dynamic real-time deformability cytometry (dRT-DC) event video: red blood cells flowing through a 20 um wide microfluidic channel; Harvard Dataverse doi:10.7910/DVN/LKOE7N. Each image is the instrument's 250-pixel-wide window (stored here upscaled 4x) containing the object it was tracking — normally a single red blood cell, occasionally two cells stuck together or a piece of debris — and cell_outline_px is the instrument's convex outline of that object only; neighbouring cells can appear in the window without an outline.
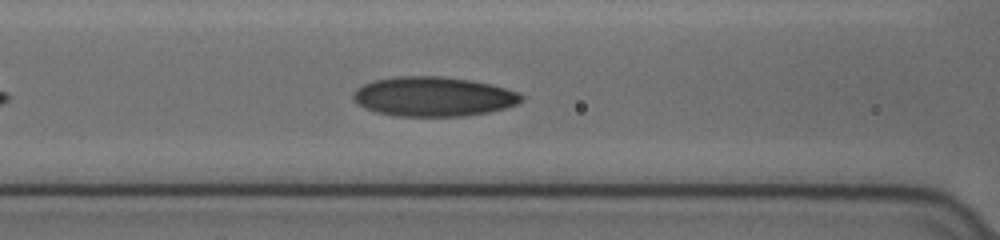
{"species": "human", "species_latin": "Homo sapiens", "temperature_condition": "cold", "stored_images_in_passage": 36, "camera_frame_rate_fps": 3000, "um_per_image_px": 0.085, "donor": {"sex": "female"}, "frame": {"image": 1, "passage_image": 9, "time_ms": 2.667, "image_size_px": [1000, 240], "cell_outline_px": [[524, 100], [516, 104], [504, 108], [488, 112], [464, 116], [396, 116], [376, 112], [364, 108], [352, 96], [352, 92], [356, 88], [372, 80], [396, 76], [440, 76], [472, 80], [520, 92], [524, 96]], "centroid_in_image_um": [36.83, 8.2], "position_along_channel_um": 129.8, "area_um2": 38.84}}
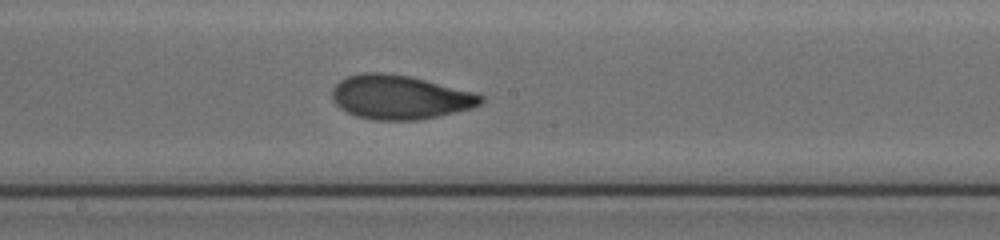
{"frame": {"image": 2, "passage_image": 16, "time_ms": 5.0, "image_size_px": [1000, 240], "cell_outline_px": [[484, 100], [480, 104], [472, 108], [436, 116], [416, 120], [372, 120], [356, 116], [340, 108], [332, 100], [332, 88], [340, 80], [348, 76], [364, 72], [380, 72], [408, 76], [476, 92], [484, 96]], "centroid_in_image_um": [33.98, 8.26], "position_along_channel_um": 214.2, "area_um2": 38.09}}
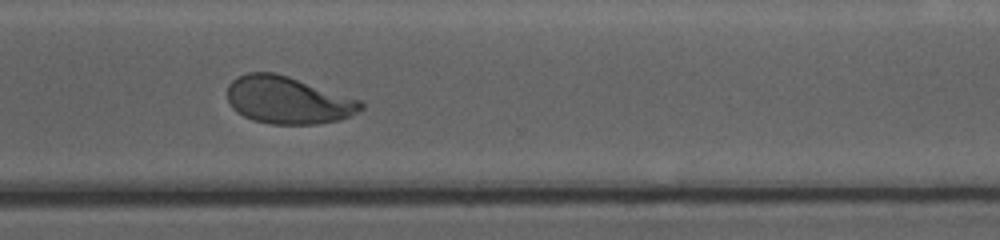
{"frame": {"image": 3, "passage_image": 27, "time_ms": 8.667, "image_size_px": [1000, 240], "cell_outline_px": [[364, 108], [348, 116], [336, 120], [316, 124], [272, 124], [252, 120], [236, 112], [232, 108], [228, 100], [228, 84], [236, 76], [248, 72], [276, 72], [360, 100], [364, 104]], "centroid_in_image_um": [24.42, 8.5], "position_along_channel_um": 346.2, "area_um2": 36.7}, "authors_computed_cell_mechanics": {"area_um2": 37.3966, "velocity_mm_per_s": 3.6044, "shape_relaxation_time_tau1_ms": 4.7746, "shape_relaxation_time_tau2_ms": 1.2206, "deformation_change_tau1": 0.1837, "deformation_change_tau2": 0.0682}}